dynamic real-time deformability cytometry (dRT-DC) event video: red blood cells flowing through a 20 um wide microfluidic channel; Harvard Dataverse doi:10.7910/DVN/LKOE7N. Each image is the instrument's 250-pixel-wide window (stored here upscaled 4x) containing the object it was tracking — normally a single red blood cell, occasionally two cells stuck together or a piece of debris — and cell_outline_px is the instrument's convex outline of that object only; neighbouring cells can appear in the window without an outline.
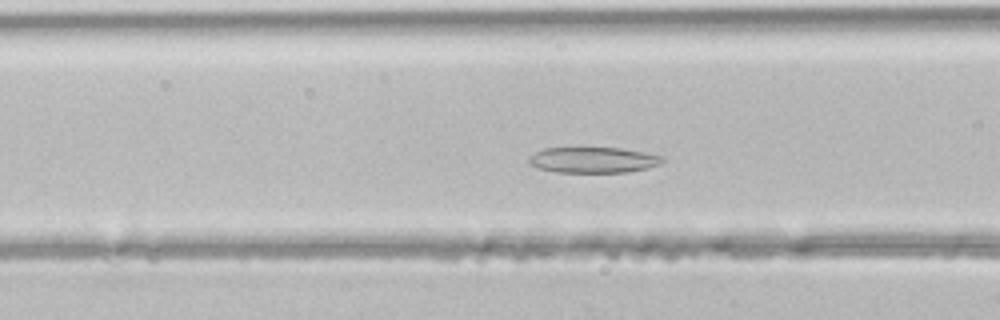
{"species": "common noctule bat (a hibernating species)", "species_latin": "Nyctalus noctula", "temperature_condition": "room temperature", "stored_images_in_passage": 40, "segment_of_instrument_passage": [1, 2], "camera_frame_rate_fps": 3000, "um_per_image_px": 0.085, "animal": {"sex": "male", "body_mass_g": 21.5, "forearm_length_mm": 52.0}, "frame": {"image": 1, "passage_image": 11, "time_ms": 3.333, "image_size_px": [1000, 320], "cell_outline_px": [[664, 160], [660, 164], [648, 168], [628, 172], [556, 172], [536, 168], [528, 164], [528, 156], [544, 148], [620, 148], [644, 152], [664, 156]], "centroid_in_image_um": [50.4, 13.6], "position_along_channel_um": 116.2, "area_um2": 20.17}}
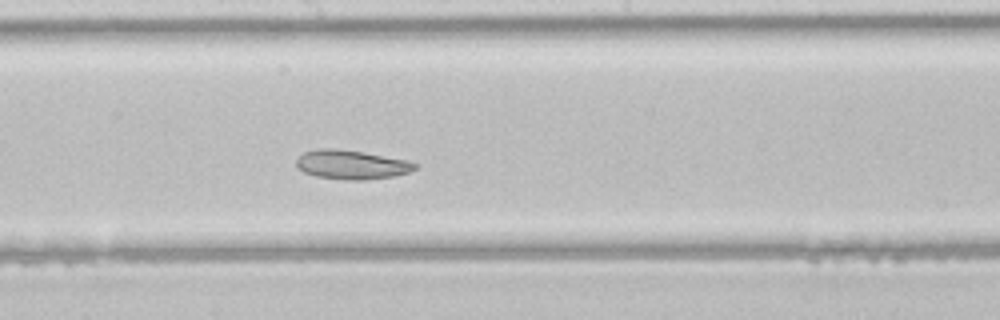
{"frame": {"image": 2, "passage_image": 18, "time_ms": 5.667, "image_size_px": [1000, 320], "cell_outline_px": [[416, 168], [408, 172], [392, 176], [364, 180], [344, 180], [316, 176], [304, 172], [296, 164], [296, 160], [304, 152], [320, 148], [336, 148], [408, 160], [416, 164]], "centroid_in_image_um": [29.85, 14.0], "position_along_channel_um": 218.3, "area_um2": 19.83}}
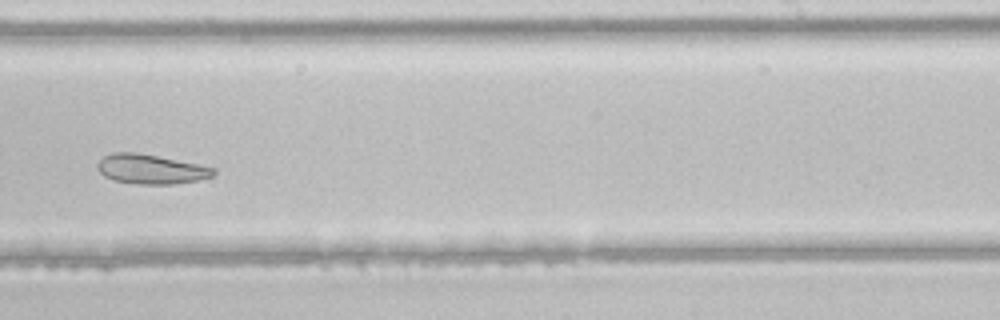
{"frame": {"image": 3, "passage_image": 22, "time_ms": 7.0, "image_size_px": [1000, 320], "cell_outline_px": [[216, 172], [212, 176], [200, 180], [172, 184], [136, 184], [116, 180], [104, 176], [96, 168], [96, 164], [104, 156], [112, 152], [136, 152], [216, 168]], "centroid_in_image_um": [12.8, 14.38], "position_along_channel_um": 276.2, "area_um2": 19.83}}